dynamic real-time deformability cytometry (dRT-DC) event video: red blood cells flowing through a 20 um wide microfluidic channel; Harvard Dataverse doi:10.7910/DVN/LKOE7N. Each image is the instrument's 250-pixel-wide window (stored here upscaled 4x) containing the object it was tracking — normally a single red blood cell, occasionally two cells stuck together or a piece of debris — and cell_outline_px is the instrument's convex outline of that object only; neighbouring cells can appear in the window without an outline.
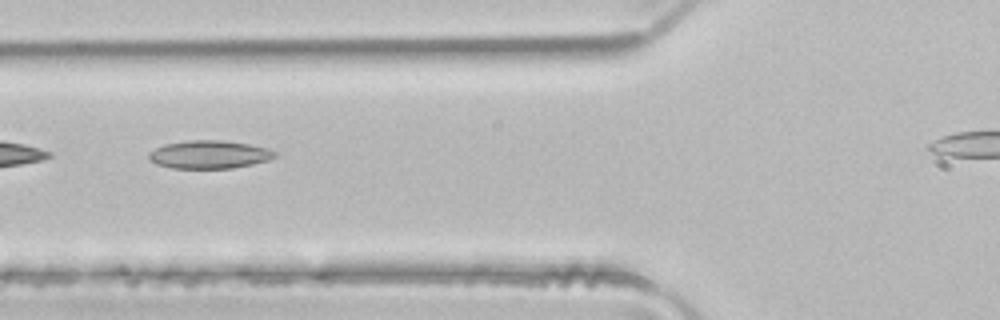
{"species": "common noctule bat (a hibernating species)", "species_latin": "Nyctalus noctula", "temperature_condition": "room temperature", "stored_images_in_passage": 2, "camera_frame_rate_fps": 3000, "um_per_image_px": 0.085, "animal": {"sex": "male", "body_mass_g": 21.5, "forearm_length_mm": 52.0}, "frame": {"image": 1, "passage_image": 2, "time_ms": 0.333, "image_size_px": [1000, 320], "cell_outline_px": [[276, 156], [268, 160], [252, 164], [232, 168], [172, 168], [156, 164], [148, 160], [148, 152], [164, 144], [188, 140], [224, 140], [248, 144], [268, 148], [276, 152]], "centroid_in_image_um": [17.76, 13.13], "position_along_channel_um": 108.0, "area_um2": 20.69}}